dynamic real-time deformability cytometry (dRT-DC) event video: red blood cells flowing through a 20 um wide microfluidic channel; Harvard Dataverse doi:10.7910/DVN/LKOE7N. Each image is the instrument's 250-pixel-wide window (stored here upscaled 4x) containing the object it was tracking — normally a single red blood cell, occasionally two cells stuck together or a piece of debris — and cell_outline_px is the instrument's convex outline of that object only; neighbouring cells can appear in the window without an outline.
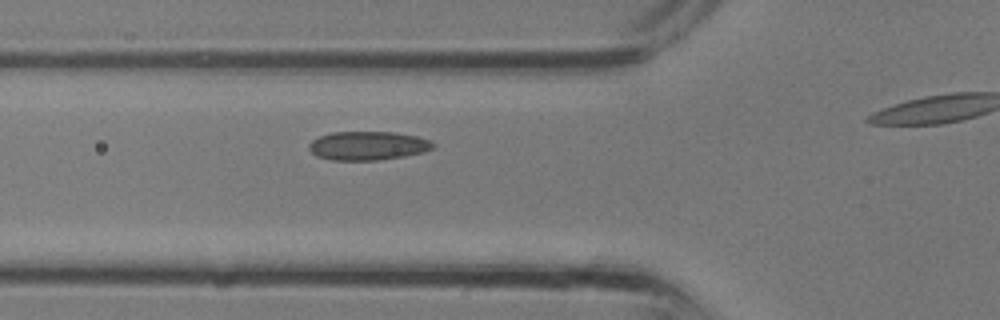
{"species": "common noctule bat (a hibernating species)", "species_latin": "Nyctalus noctula", "temperature_condition": "room temperature", "stored_images_in_passage": 6, "camera_frame_rate_fps": 3000, "um_per_image_px": 0.085, "animal": {"sex": "male", "body_mass_g": 13.3}, "frame": {"image": 1, "passage_image": 3, "time_ms": 0.667, "image_size_px": [1000, 320], "cell_outline_px": [[436, 144], [432, 148], [424, 152], [404, 156], [380, 160], [332, 160], [316, 156], [308, 148], [308, 144], [312, 140], [320, 136], [332, 132], [396, 132], [416, 136], [432, 140]], "centroid_in_image_um": [31.28, 12.38], "position_along_channel_um": 94.5, "area_um2": 20.92}}
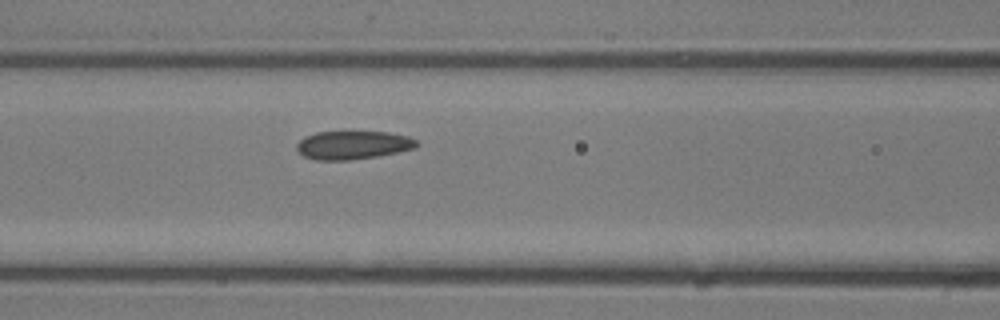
{"frame": {"image": 2, "passage_image": 5, "time_ms": 1.333, "image_size_px": [1000, 320], "cell_outline_px": [[420, 144], [416, 148], [376, 156], [348, 160], [316, 160], [304, 156], [296, 148], [296, 144], [304, 136], [316, 132], [388, 132], [408, 136], [416, 140]], "centroid_in_image_um": [30.0, 12.32], "position_along_channel_um": 136.6, "area_um2": 19.77}}